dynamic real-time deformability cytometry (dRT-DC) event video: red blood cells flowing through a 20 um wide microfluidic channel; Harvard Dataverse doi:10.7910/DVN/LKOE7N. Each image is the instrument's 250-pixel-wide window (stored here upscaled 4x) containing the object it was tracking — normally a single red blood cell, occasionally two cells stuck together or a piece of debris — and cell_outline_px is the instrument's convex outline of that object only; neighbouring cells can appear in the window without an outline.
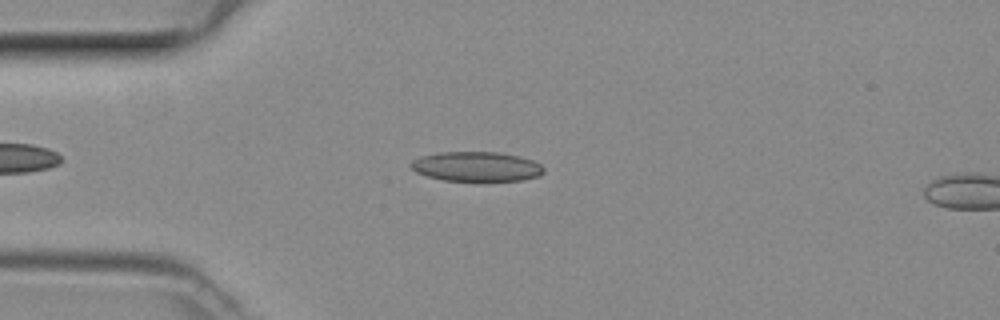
{"species": "common noctule bat (a hibernating species)", "species_latin": "Nyctalus noctula", "temperature_condition": "room temperature", "stored_images_in_passage": 11, "camera_frame_rate_fps": 3000, "um_per_image_px": 0.085, "animal": {"sex": "female", "body_mass_g": 29.2, "forearm_length_mm": 56.3}, "frame": {"image": 1, "passage_image": 8, "time_ms": 2.333, "image_size_px": [1000, 320], "cell_outline_px": [[544, 172], [540, 176], [520, 180], [444, 180], [428, 176], [416, 172], [408, 164], [412, 160], [420, 156], [440, 152], [500, 152], [532, 160], [540, 164], [544, 168]], "centroid_in_image_um": [40.48, 14.14], "position_along_channel_um": 44.5, "area_um2": 22.77}}